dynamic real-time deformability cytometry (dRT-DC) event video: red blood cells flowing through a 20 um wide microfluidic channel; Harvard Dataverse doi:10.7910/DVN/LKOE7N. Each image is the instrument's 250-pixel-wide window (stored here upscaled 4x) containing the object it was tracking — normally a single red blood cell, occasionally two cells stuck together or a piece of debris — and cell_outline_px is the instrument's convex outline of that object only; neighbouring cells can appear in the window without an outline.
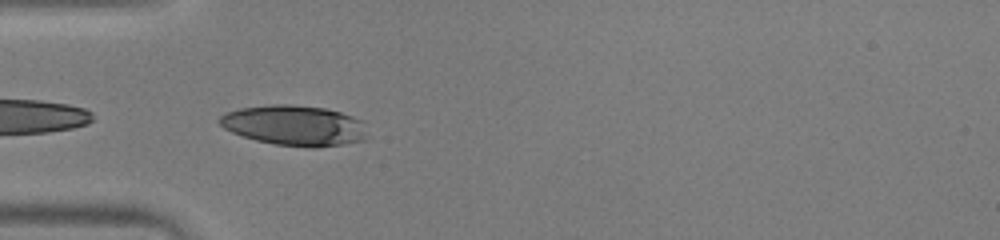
{"species": "human", "species_latin": "Homo sapiens", "temperature_condition": "warm", "stored_images_in_passage": 20, "camera_frame_rate_fps": 3000, "um_per_image_px": 0.085, "donor": {"sex": "male"}, "frame": {"image": 1, "passage_image": 1, "time_ms": 0.0, "image_size_px": [1000, 240], "cell_outline_px": [[364, 140], [344, 144], [316, 148], [308, 148], [276, 144], [256, 140], [232, 132], [224, 128], [216, 120], [224, 112], [240, 108], [272, 104], [292, 104], [324, 108], [340, 112], [364, 120]], "centroid_in_image_um": [25.0, 10.66], "position_along_channel_um": 60.0, "area_um2": 34.85}}
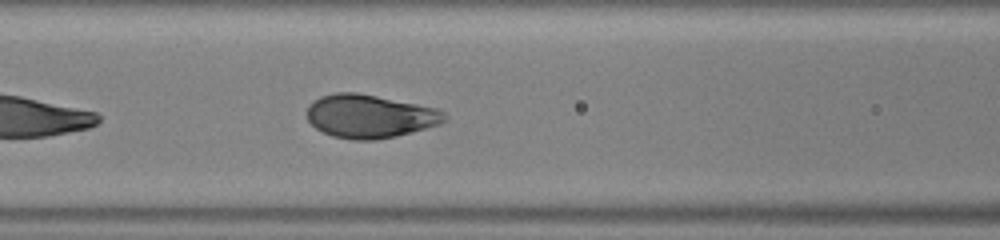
{"frame": {"image": 2, "passage_image": 7, "time_ms": 2.0, "image_size_px": [1000, 240], "cell_outline_px": [[448, 120], [440, 124], [396, 136], [376, 140], [352, 140], [332, 136], [316, 128], [308, 120], [308, 104], [312, 100], [320, 96], [336, 92], [356, 92], [436, 108], [444, 112], [448, 116]], "centroid_in_image_um": [31.42, 9.88], "position_along_channel_um": 135.2, "area_um2": 34.74}}
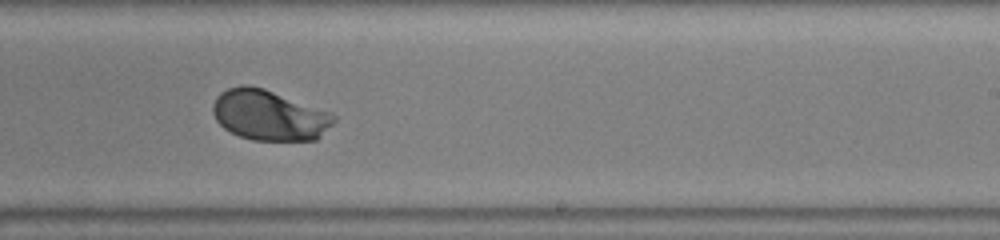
{"frame": {"image": 3, "passage_image": 17, "time_ms": 5.333, "image_size_px": [1000, 240], "cell_outline_px": [[336, 120], [316, 140], [252, 140], [240, 136], [224, 128], [216, 120], [212, 112], [212, 104], [216, 96], [220, 92], [228, 88], [244, 84], [248, 84], [264, 88], [332, 112], [336, 116]], "centroid_in_image_um": [22.87, 9.77], "position_along_channel_um": 266.1, "area_um2": 35.72}}